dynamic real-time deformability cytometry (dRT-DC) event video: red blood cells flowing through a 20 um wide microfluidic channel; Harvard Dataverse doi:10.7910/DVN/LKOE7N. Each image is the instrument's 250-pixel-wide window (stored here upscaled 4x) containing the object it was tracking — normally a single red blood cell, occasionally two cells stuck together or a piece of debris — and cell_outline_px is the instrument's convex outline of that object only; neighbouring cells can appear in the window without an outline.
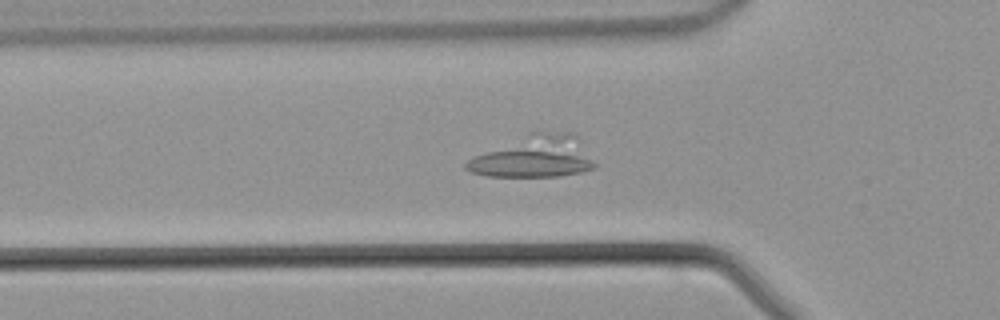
{"species": "common noctule bat (a hibernating species)", "species_latin": "Nyctalus noctula", "temperature_condition": "warm", "stored_images_in_passage": 47, "camera_frame_rate_fps": 3000, "um_per_image_px": 0.085, "animal": {"sex": "male", "body_mass_g": 21.5, "forearm_length_mm": 52.0}, "frame": {"image": 1, "passage_image": 15, "time_ms": 4.667, "image_size_px": [1000, 320], "cell_outline_px": [[596, 168], [584, 172], [560, 176], [488, 176], [472, 172], [464, 168], [464, 164], [468, 160], [476, 156], [536, 128], [572, 132], [576, 136], [596, 164]], "centroid_in_image_um": [45.45, 13.27], "position_along_channel_um": 80.4, "area_um2": 31.67}}
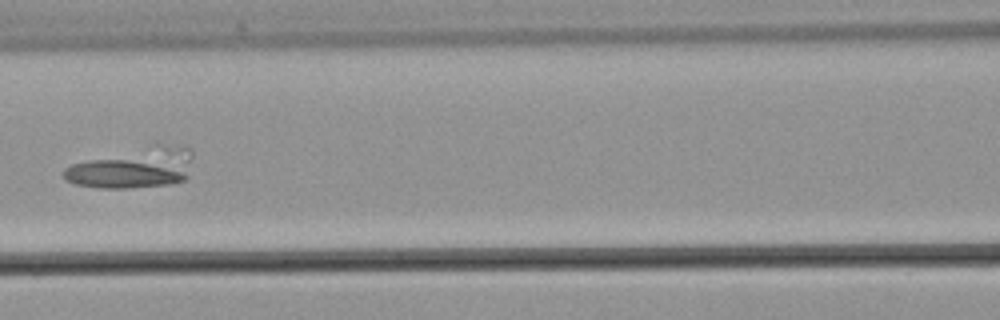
{"frame": {"image": 2, "passage_image": 20, "time_ms": 6.333, "image_size_px": [1000, 320], "cell_outline_px": [[188, 176], [184, 180], [172, 184], [128, 188], [100, 188], [76, 184], [64, 180], [64, 168], [72, 164], [88, 160], [124, 160], [160, 164], [180, 168]], "centroid_in_image_um": [10.37, 14.8], "position_along_channel_um": 156.2, "area_um2": 20.11}}
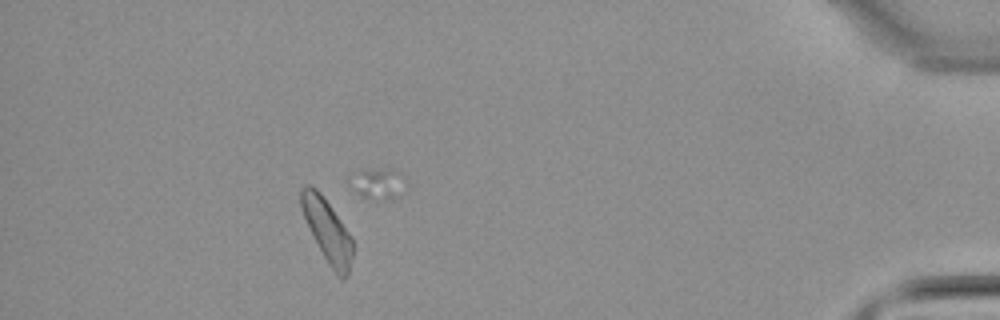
{"frame": {"image": 3, "passage_image": 41, "time_ms": 13.333, "image_size_px": [1000, 320], "cell_outline_px": [[356, 248], [348, 276], [344, 280], [340, 280], [336, 276], [328, 264], [300, 208], [300, 188], [304, 184], [308, 184], [316, 188], [320, 192], [352, 236], [356, 244]], "centroid_in_image_um": [27.89, 19.65], "position_along_channel_um": 407.3, "area_um2": 19.31}}